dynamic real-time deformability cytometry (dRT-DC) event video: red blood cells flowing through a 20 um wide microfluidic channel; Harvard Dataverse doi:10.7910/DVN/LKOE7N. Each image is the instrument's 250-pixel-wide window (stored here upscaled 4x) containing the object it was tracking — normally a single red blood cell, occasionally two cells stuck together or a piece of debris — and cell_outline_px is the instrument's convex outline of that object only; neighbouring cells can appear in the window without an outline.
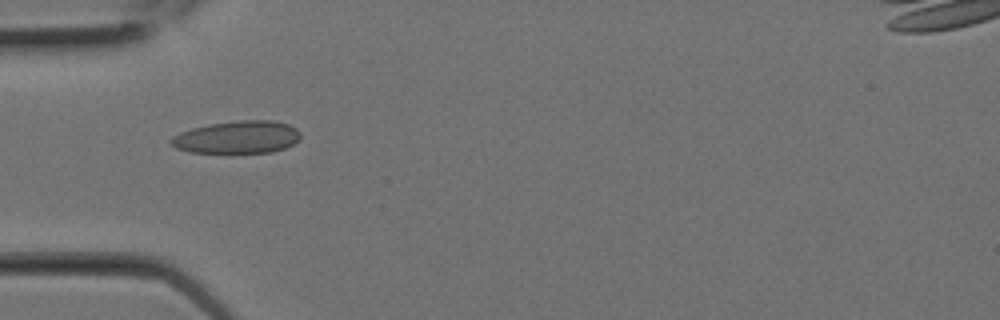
{"species": "Egyptian fruit bat (a non-hibernating species)", "species_latin": "Rousettus aegyptiacus", "temperature_condition": "room temperature", "stored_images_in_passage": 8, "camera_frame_rate_fps": 3000, "um_per_image_px": 0.085, "animal": {"sex": "female"}, "frame": {"image": 1, "passage_image": 7, "time_ms": 2.0, "image_size_px": [1000, 320], "cell_outline_px": [[300, 140], [284, 148], [272, 152], [188, 152], [176, 148], [168, 140], [172, 136], [180, 132], [192, 128], [208, 124], [240, 120], [272, 120], [288, 124], [296, 128], [300, 132]], "centroid_in_image_um": [20.16, 11.65], "position_along_channel_um": 64.8, "area_um2": 24.57}}